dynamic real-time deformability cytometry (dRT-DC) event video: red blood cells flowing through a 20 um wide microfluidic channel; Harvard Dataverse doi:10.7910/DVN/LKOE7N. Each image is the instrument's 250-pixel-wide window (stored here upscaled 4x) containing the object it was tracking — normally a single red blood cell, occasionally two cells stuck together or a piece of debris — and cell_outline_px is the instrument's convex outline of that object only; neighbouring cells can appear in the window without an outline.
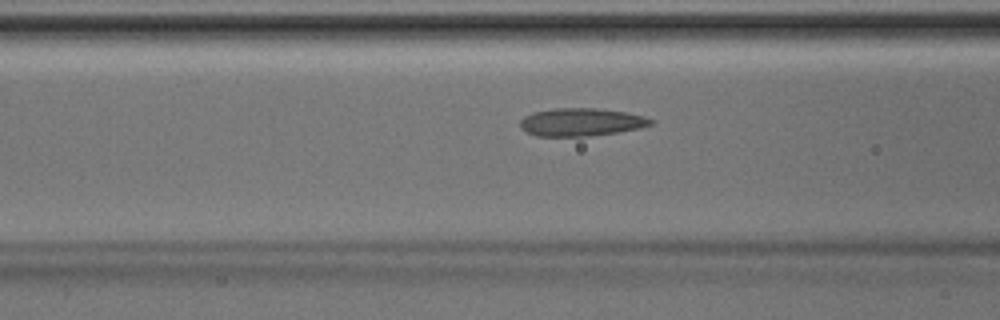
{"species": "Egyptian fruit bat (a non-hibernating species)", "species_latin": "Rousettus aegyptiacus", "temperature_condition": "room temperature", "stored_images_in_passage": 41, "camera_frame_rate_fps": 3000, "um_per_image_px": 0.085, "animal": {"sex": "male"}, "frame": {"image": 1, "passage_image": 18, "time_ms": 5.667, "image_size_px": [1000, 320], "cell_outline_px": [[656, 120], [652, 124], [640, 128], [616, 132], [588, 136], [536, 136], [520, 128], [520, 120], [524, 116], [532, 112], [552, 108], [596, 108], [628, 112], [644, 116]], "centroid_in_image_um": [49.4, 10.37], "position_along_channel_um": 117.2, "area_um2": 21.39}}
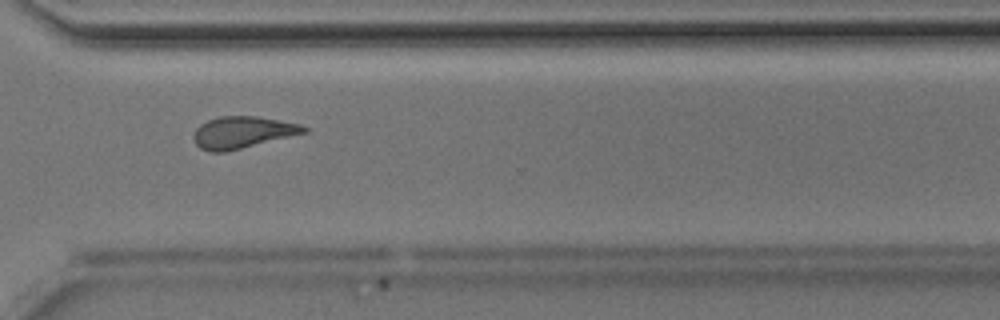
{"frame": {"image": 2, "passage_image": 34, "time_ms": 11.0, "image_size_px": [1000, 320], "cell_outline_px": [[308, 132], [224, 152], [208, 152], [200, 148], [196, 144], [192, 136], [196, 128], [200, 124], [208, 120], [220, 116], [256, 116], [300, 124], [308, 128]], "centroid_in_image_um": [20.58, 11.25], "position_along_channel_um": 350.0, "area_um2": 20.35}}
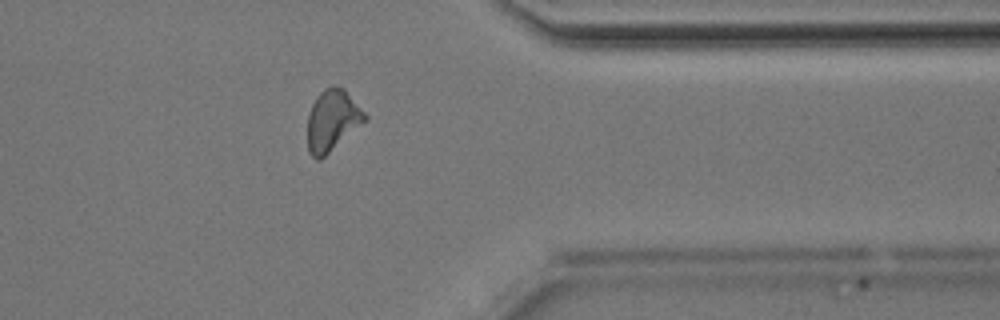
{"frame": {"image": 3, "passage_image": 37, "time_ms": 12.0, "image_size_px": [1000, 320], "cell_outline_px": [[368, 120], [320, 160], [316, 160], [308, 152], [308, 112], [312, 104], [320, 92], [324, 88], [332, 84], [336, 84], [344, 88], [368, 116]], "centroid_in_image_um": [28.26, 10.22], "position_along_channel_um": 383.1, "area_um2": 20.75}}